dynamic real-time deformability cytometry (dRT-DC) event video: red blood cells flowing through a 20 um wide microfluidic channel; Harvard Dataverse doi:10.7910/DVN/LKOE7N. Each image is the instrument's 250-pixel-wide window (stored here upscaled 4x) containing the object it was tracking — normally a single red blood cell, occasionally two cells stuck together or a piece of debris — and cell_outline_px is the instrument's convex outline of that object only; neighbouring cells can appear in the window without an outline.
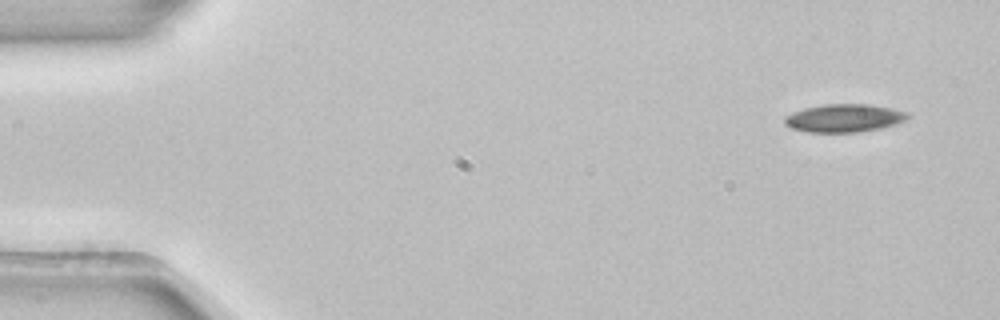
{"species": "common noctule bat (a hibernating species)", "species_latin": "Nyctalus noctula", "temperature_condition": "room temperature", "stored_images_in_passage": 4, "camera_frame_rate_fps": 3000, "um_per_image_px": 0.085, "animal": {"sex": "female", "body_mass_g": 22.7, "forearm_length_mm": 54.2}, "frame": {"image": 1, "passage_image": 1, "time_ms": 0.0, "image_size_px": [1000, 320], "cell_outline_px": [[912, 116], [908, 120], [896, 124], [880, 128], [856, 132], [808, 132], [792, 128], [784, 124], [784, 116], [792, 112], [804, 108], [824, 104], [868, 104], [892, 108], [912, 112]], "centroid_in_image_um": [71.81, 10.03], "position_along_channel_um": 13.2, "area_um2": 20.4}}